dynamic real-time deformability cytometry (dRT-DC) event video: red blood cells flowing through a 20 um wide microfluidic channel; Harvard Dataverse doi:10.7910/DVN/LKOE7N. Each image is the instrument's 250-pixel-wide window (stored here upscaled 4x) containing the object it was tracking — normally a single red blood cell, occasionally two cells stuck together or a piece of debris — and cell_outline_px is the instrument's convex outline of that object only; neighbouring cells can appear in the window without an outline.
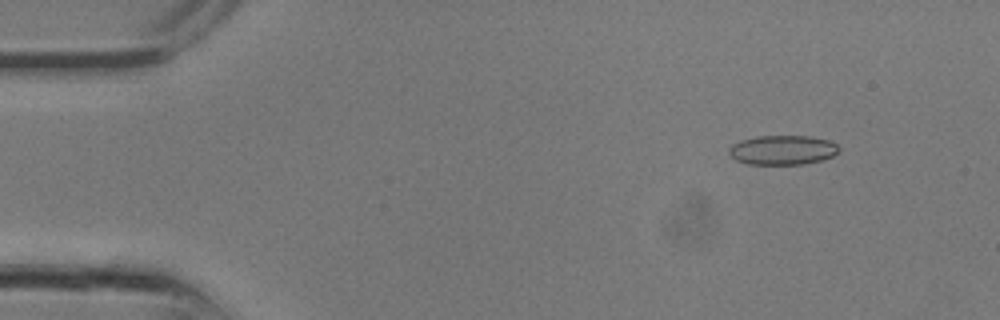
{"species": "common noctule bat (a hibernating species)", "species_latin": "Nyctalus noctula", "temperature_condition": "room temperature", "stored_images_in_passage": 13, "camera_frame_rate_fps": 3000, "um_per_image_px": 0.085, "animal": {"sex": "male", "body_mass_g": 13.3}, "frame": {"image": 1, "passage_image": 3, "time_ms": 0.667, "image_size_px": [1000, 320], "cell_outline_px": [[840, 148], [832, 156], [820, 160], [804, 164], [748, 164], [736, 160], [728, 152], [728, 148], [732, 144], [740, 140], [756, 136], [812, 136], [828, 140], [836, 144]], "centroid_in_image_um": [66.49, 12.74], "position_along_channel_um": 18.5, "area_um2": 18.84}}
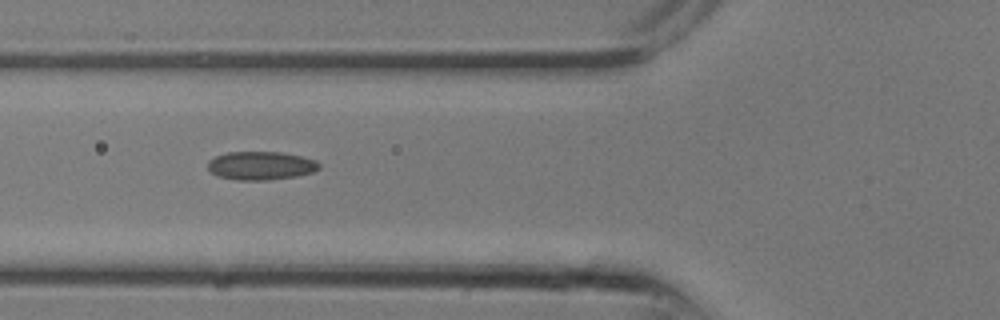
{"frame": {"image": 2, "passage_image": 10, "time_ms": 3.0, "image_size_px": [1000, 320], "cell_outline_px": [[320, 168], [312, 172], [296, 176], [264, 180], [240, 180], [220, 176], [212, 172], [208, 168], [208, 160], [216, 156], [228, 152], [280, 152], [300, 156], [316, 160], [320, 164]], "centroid_in_image_um": [22.18, 14.07], "position_along_channel_um": 103.6, "area_um2": 18.21}}
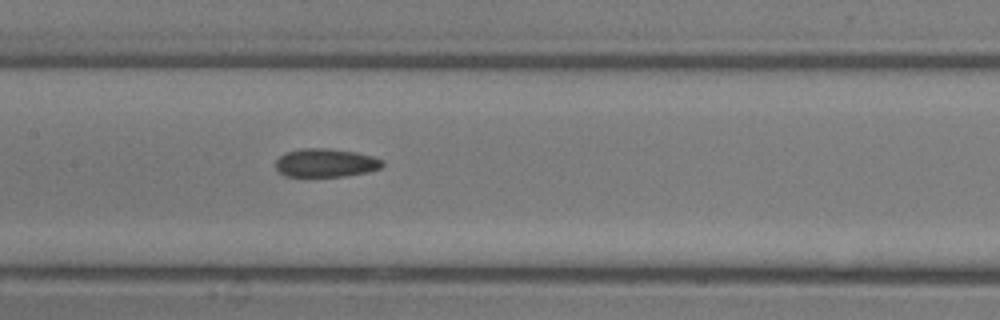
{"frame": {"image": 3, "passage_image": 13, "time_ms": 4.0, "image_size_px": [1000, 320], "cell_outline_px": [[384, 164], [380, 168], [368, 172], [344, 176], [304, 180], [284, 176], [276, 168], [276, 160], [284, 152], [300, 148], [328, 148], [356, 152], [372, 156], [384, 160]], "centroid_in_image_um": [27.62, 13.89], "position_along_channel_um": 179.8, "area_um2": 18.67}}